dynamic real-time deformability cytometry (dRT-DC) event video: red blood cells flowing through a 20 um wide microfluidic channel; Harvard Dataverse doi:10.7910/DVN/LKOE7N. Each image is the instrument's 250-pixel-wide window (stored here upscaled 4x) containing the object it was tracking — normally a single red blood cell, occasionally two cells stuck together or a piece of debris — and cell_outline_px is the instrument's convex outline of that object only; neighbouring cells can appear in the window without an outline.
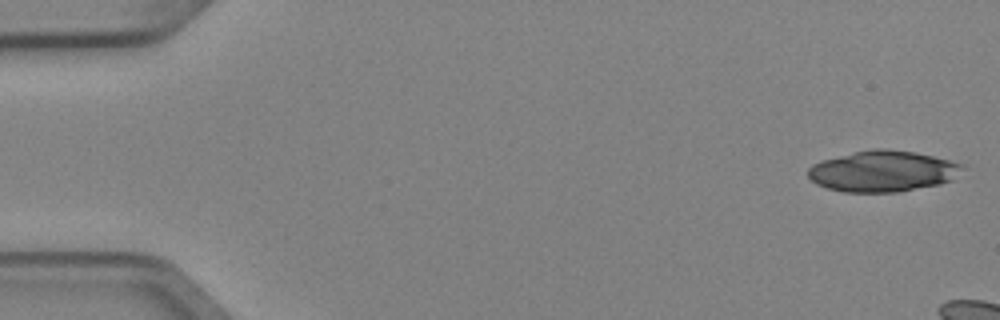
{"species": "Egyptian fruit bat (a non-hibernating species)", "species_latin": "Rousettus aegyptiacus", "temperature_condition": "cold", "stored_images_in_passage": 3, "camera_frame_rate_fps": 3000, "um_per_image_px": 0.085, "animal": {"sex": "female"}, "frame": {"image": 1, "passage_image": 1, "time_ms": 0.0, "image_size_px": [1000, 320], "cell_outline_px": [[964, 164], [952, 180], [940, 184], [896, 192], [844, 192], [828, 188], [816, 184], [808, 176], [808, 168], [812, 164], [820, 160], [872, 148], [884, 148], [916, 152]], "centroid_in_image_um": [74.99, 14.55], "position_along_channel_um": 10.0, "area_um2": 36.76}}